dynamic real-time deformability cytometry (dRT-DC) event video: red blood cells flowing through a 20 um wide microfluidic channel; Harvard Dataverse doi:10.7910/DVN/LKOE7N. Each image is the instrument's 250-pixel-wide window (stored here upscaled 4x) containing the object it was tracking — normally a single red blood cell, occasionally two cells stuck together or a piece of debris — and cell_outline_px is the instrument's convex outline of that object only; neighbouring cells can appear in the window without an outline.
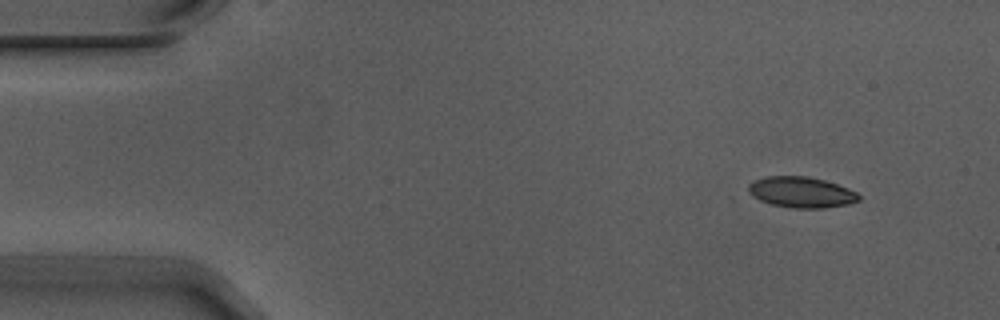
{"species": "Egyptian fruit bat (a non-hibernating species)", "species_latin": "Rousettus aegyptiacus", "temperature_condition": "warm", "stored_images_in_passage": 3, "camera_frame_rate_fps": 3000, "um_per_image_px": 0.085, "animal": {"sex": "male"}, "frame": {"image": 1, "passage_image": 1, "time_ms": 0.0, "image_size_px": [1000, 320], "cell_outline_px": [[860, 200], [848, 204], [824, 208], [796, 208], [772, 204], [760, 200], [752, 196], [748, 192], [748, 184], [752, 180], [764, 176], [808, 176], [824, 180], [848, 188], [856, 192], [860, 196]], "centroid_in_image_um": [68.08, 16.33], "position_along_channel_um": 16.9, "area_um2": 19.88}}
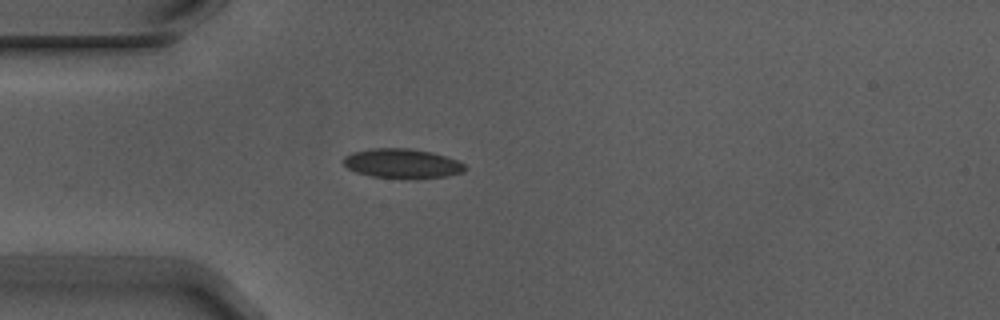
{"frame": {"image": 2, "passage_image": 3, "time_ms": 0.667, "image_size_px": [1000, 320], "cell_outline_px": [[468, 168], [464, 172], [448, 176], [420, 180], [400, 180], [372, 176], [356, 172], [348, 168], [340, 160], [344, 156], [352, 152], [376, 148], [408, 148], [432, 152], [456, 160], [464, 164]], "centroid_in_image_um": [34.2, 13.93], "position_along_channel_um": 50.8, "area_um2": 21.56}}